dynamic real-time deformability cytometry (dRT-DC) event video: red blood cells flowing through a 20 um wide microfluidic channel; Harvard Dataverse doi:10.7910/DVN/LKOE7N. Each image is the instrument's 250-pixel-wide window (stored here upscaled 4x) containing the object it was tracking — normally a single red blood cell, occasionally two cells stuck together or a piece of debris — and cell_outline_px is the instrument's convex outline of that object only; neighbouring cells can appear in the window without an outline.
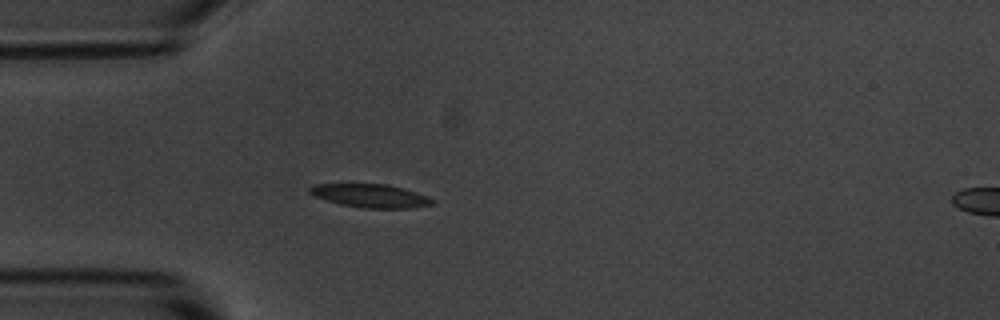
{"species": "common noctule bat (a hibernating species)", "species_latin": "Nyctalus noctula", "temperature_condition": "room temperature", "stored_images_in_passage": 3, "camera_frame_rate_fps": 3000, "um_per_image_px": 0.085, "animal": {"sex": "male", "body_mass_g": 20.1, "forearm_length_mm": 53.5}, "frame": {"image": 1, "passage_image": 3, "time_ms": 3.333, "image_size_px": [1000, 320], "cell_outline_px": [[436, 204], [412, 208], [364, 208], [340, 204], [312, 196], [308, 192], [308, 188], [316, 184], [388, 184], [428, 196], [436, 200]], "centroid_in_image_um": [31.5, 16.65], "position_along_channel_um": 53.5, "area_um2": 16.82}}